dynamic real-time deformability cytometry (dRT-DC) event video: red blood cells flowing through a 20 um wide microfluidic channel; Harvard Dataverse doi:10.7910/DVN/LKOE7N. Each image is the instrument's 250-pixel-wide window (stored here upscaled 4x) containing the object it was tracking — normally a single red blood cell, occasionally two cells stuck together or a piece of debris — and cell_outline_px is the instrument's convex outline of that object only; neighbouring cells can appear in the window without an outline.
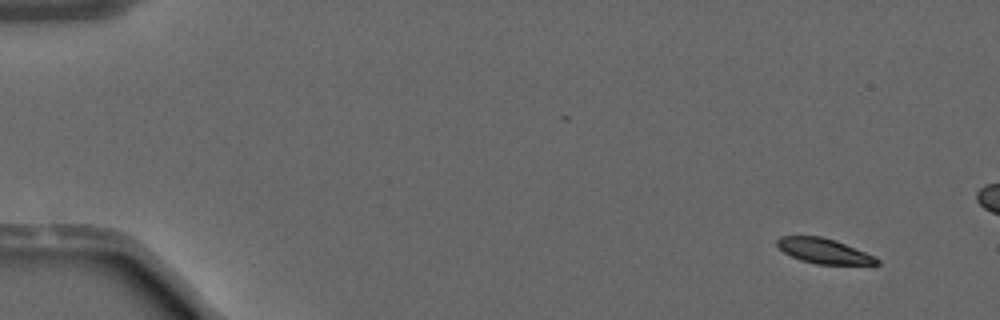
{"species": "common noctule bat (a hibernating species)", "species_latin": "Nyctalus noctula", "temperature_condition": "warm", "stored_images_in_passage": 4, "camera_frame_rate_fps": 3000, "um_per_image_px": 0.085, "animal": {"sex": "male", "forearm_length_mm": 52.5}, "frame": {"image": 1, "passage_image": 1, "time_ms": 0.0, "image_size_px": [1000, 320], "cell_outline_px": [[880, 264], [816, 264], [800, 260], [784, 252], [776, 244], [776, 240], [780, 236], [820, 236], [836, 240], [876, 256], [880, 260]], "centroid_in_image_um": [70.04, 21.33], "position_along_channel_um": 15.0, "area_um2": 14.57}}